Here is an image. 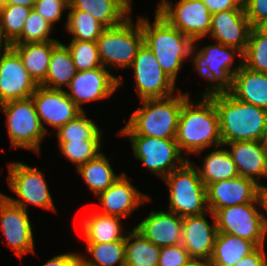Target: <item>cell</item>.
I'll return each instance as SVG.
<instances>
[{
	"label": "cell",
	"instance_id": "obj_1",
	"mask_svg": "<svg viewBox=\"0 0 267 266\" xmlns=\"http://www.w3.org/2000/svg\"><path fill=\"white\" fill-rule=\"evenodd\" d=\"M201 97L197 101L189 97L182 104L175 138L182 153L200 155L211 146L222 145L216 107L208 96Z\"/></svg>",
	"mask_w": 267,
	"mask_h": 266
},
{
	"label": "cell",
	"instance_id": "obj_2",
	"mask_svg": "<svg viewBox=\"0 0 267 266\" xmlns=\"http://www.w3.org/2000/svg\"><path fill=\"white\" fill-rule=\"evenodd\" d=\"M208 97L218 113L222 145L236 141H265L266 109L241 102L229 92Z\"/></svg>",
	"mask_w": 267,
	"mask_h": 266
},
{
	"label": "cell",
	"instance_id": "obj_3",
	"mask_svg": "<svg viewBox=\"0 0 267 266\" xmlns=\"http://www.w3.org/2000/svg\"><path fill=\"white\" fill-rule=\"evenodd\" d=\"M175 93L166 98L141 100L142 107L132 113L117 134L175 139L182 104L190 97L179 88Z\"/></svg>",
	"mask_w": 267,
	"mask_h": 266
},
{
	"label": "cell",
	"instance_id": "obj_4",
	"mask_svg": "<svg viewBox=\"0 0 267 266\" xmlns=\"http://www.w3.org/2000/svg\"><path fill=\"white\" fill-rule=\"evenodd\" d=\"M144 44L153 52L164 73L175 83L185 60L190 57L193 41L172 26L158 12L153 24L148 18L138 16Z\"/></svg>",
	"mask_w": 267,
	"mask_h": 266
},
{
	"label": "cell",
	"instance_id": "obj_5",
	"mask_svg": "<svg viewBox=\"0 0 267 266\" xmlns=\"http://www.w3.org/2000/svg\"><path fill=\"white\" fill-rule=\"evenodd\" d=\"M197 42H193L190 51V61L194 63V69L204 79L210 81L207 89L201 96L229 92L232 88V79L234 74L243 65V53L230 46H225L220 42L206 45L199 48ZM199 49V50H197ZM194 54V55H193ZM240 57L238 65H232L234 58Z\"/></svg>",
	"mask_w": 267,
	"mask_h": 266
},
{
	"label": "cell",
	"instance_id": "obj_6",
	"mask_svg": "<svg viewBox=\"0 0 267 266\" xmlns=\"http://www.w3.org/2000/svg\"><path fill=\"white\" fill-rule=\"evenodd\" d=\"M162 180L169 190L167 210L180 217L201 215L209 211L206 186L202 183L196 164L190 159Z\"/></svg>",
	"mask_w": 267,
	"mask_h": 266
},
{
	"label": "cell",
	"instance_id": "obj_7",
	"mask_svg": "<svg viewBox=\"0 0 267 266\" xmlns=\"http://www.w3.org/2000/svg\"><path fill=\"white\" fill-rule=\"evenodd\" d=\"M143 43L140 22L134 23L132 16L118 26L106 27L96 41L100 61L109 71L130 68Z\"/></svg>",
	"mask_w": 267,
	"mask_h": 266
},
{
	"label": "cell",
	"instance_id": "obj_8",
	"mask_svg": "<svg viewBox=\"0 0 267 266\" xmlns=\"http://www.w3.org/2000/svg\"><path fill=\"white\" fill-rule=\"evenodd\" d=\"M6 115L11 147L25 148L39 154L41 141L47 135L38 117L32 97L0 105Z\"/></svg>",
	"mask_w": 267,
	"mask_h": 266
},
{
	"label": "cell",
	"instance_id": "obj_9",
	"mask_svg": "<svg viewBox=\"0 0 267 266\" xmlns=\"http://www.w3.org/2000/svg\"><path fill=\"white\" fill-rule=\"evenodd\" d=\"M261 209V202H252L216 210L217 231L236 235L258 247L265 246L267 215Z\"/></svg>",
	"mask_w": 267,
	"mask_h": 266
},
{
	"label": "cell",
	"instance_id": "obj_10",
	"mask_svg": "<svg viewBox=\"0 0 267 266\" xmlns=\"http://www.w3.org/2000/svg\"><path fill=\"white\" fill-rule=\"evenodd\" d=\"M122 136L130 140L134 158L140 160L151 173L162 179L189 160L188 157H183L176 139L142 135Z\"/></svg>",
	"mask_w": 267,
	"mask_h": 266
},
{
	"label": "cell",
	"instance_id": "obj_11",
	"mask_svg": "<svg viewBox=\"0 0 267 266\" xmlns=\"http://www.w3.org/2000/svg\"><path fill=\"white\" fill-rule=\"evenodd\" d=\"M8 169V186L19 197L14 199L3 194L11 203L22 207L26 211L28 205L32 204L56 212L51 193L41 170L18 161L11 162Z\"/></svg>",
	"mask_w": 267,
	"mask_h": 266
},
{
	"label": "cell",
	"instance_id": "obj_12",
	"mask_svg": "<svg viewBox=\"0 0 267 266\" xmlns=\"http://www.w3.org/2000/svg\"><path fill=\"white\" fill-rule=\"evenodd\" d=\"M139 99L166 98L174 95L175 82L162 70L153 52L143 43L132 66Z\"/></svg>",
	"mask_w": 267,
	"mask_h": 266
},
{
	"label": "cell",
	"instance_id": "obj_13",
	"mask_svg": "<svg viewBox=\"0 0 267 266\" xmlns=\"http://www.w3.org/2000/svg\"><path fill=\"white\" fill-rule=\"evenodd\" d=\"M158 13L193 42L210 33L212 14L202 0L168 1Z\"/></svg>",
	"mask_w": 267,
	"mask_h": 266
},
{
	"label": "cell",
	"instance_id": "obj_14",
	"mask_svg": "<svg viewBox=\"0 0 267 266\" xmlns=\"http://www.w3.org/2000/svg\"><path fill=\"white\" fill-rule=\"evenodd\" d=\"M110 72L103 66L77 71L68 85L67 95L81 111H85L82 104L109 98L123 83Z\"/></svg>",
	"mask_w": 267,
	"mask_h": 266
},
{
	"label": "cell",
	"instance_id": "obj_15",
	"mask_svg": "<svg viewBox=\"0 0 267 266\" xmlns=\"http://www.w3.org/2000/svg\"><path fill=\"white\" fill-rule=\"evenodd\" d=\"M28 211L11 203L0 193V228L14 254L19 258L28 252L35 253L32 224Z\"/></svg>",
	"mask_w": 267,
	"mask_h": 266
},
{
	"label": "cell",
	"instance_id": "obj_16",
	"mask_svg": "<svg viewBox=\"0 0 267 266\" xmlns=\"http://www.w3.org/2000/svg\"><path fill=\"white\" fill-rule=\"evenodd\" d=\"M38 86L24 67L18 53L9 45L0 54V105L29 98Z\"/></svg>",
	"mask_w": 267,
	"mask_h": 266
},
{
	"label": "cell",
	"instance_id": "obj_17",
	"mask_svg": "<svg viewBox=\"0 0 267 266\" xmlns=\"http://www.w3.org/2000/svg\"><path fill=\"white\" fill-rule=\"evenodd\" d=\"M31 97L47 134L49 131L45 123L58 130L82 112L69 98L66 90L49 89L39 85Z\"/></svg>",
	"mask_w": 267,
	"mask_h": 266
},
{
	"label": "cell",
	"instance_id": "obj_18",
	"mask_svg": "<svg viewBox=\"0 0 267 266\" xmlns=\"http://www.w3.org/2000/svg\"><path fill=\"white\" fill-rule=\"evenodd\" d=\"M259 188L255 181L237 176L206 186L208 209L216 210L244 203L260 202Z\"/></svg>",
	"mask_w": 267,
	"mask_h": 266
},
{
	"label": "cell",
	"instance_id": "obj_19",
	"mask_svg": "<svg viewBox=\"0 0 267 266\" xmlns=\"http://www.w3.org/2000/svg\"><path fill=\"white\" fill-rule=\"evenodd\" d=\"M251 29L245 8L230 9L212 14L210 33L207 37L244 53Z\"/></svg>",
	"mask_w": 267,
	"mask_h": 266
},
{
	"label": "cell",
	"instance_id": "obj_20",
	"mask_svg": "<svg viewBox=\"0 0 267 266\" xmlns=\"http://www.w3.org/2000/svg\"><path fill=\"white\" fill-rule=\"evenodd\" d=\"M102 207L98 213L104 215L128 217L134 210L151 200L150 196L139 192L133 186L126 173L121 176L105 191L96 196Z\"/></svg>",
	"mask_w": 267,
	"mask_h": 266
},
{
	"label": "cell",
	"instance_id": "obj_21",
	"mask_svg": "<svg viewBox=\"0 0 267 266\" xmlns=\"http://www.w3.org/2000/svg\"><path fill=\"white\" fill-rule=\"evenodd\" d=\"M205 215L211 216V225ZM217 233L215 216L210 210L201 215L186 216L183 217L181 244L192 259L210 260Z\"/></svg>",
	"mask_w": 267,
	"mask_h": 266
},
{
	"label": "cell",
	"instance_id": "obj_22",
	"mask_svg": "<svg viewBox=\"0 0 267 266\" xmlns=\"http://www.w3.org/2000/svg\"><path fill=\"white\" fill-rule=\"evenodd\" d=\"M135 229L159 247L181 244L183 217L169 210H153Z\"/></svg>",
	"mask_w": 267,
	"mask_h": 266
},
{
	"label": "cell",
	"instance_id": "obj_23",
	"mask_svg": "<svg viewBox=\"0 0 267 266\" xmlns=\"http://www.w3.org/2000/svg\"><path fill=\"white\" fill-rule=\"evenodd\" d=\"M239 176L252 179L258 185L267 177V143L265 141H236L225 143Z\"/></svg>",
	"mask_w": 267,
	"mask_h": 266
},
{
	"label": "cell",
	"instance_id": "obj_24",
	"mask_svg": "<svg viewBox=\"0 0 267 266\" xmlns=\"http://www.w3.org/2000/svg\"><path fill=\"white\" fill-rule=\"evenodd\" d=\"M229 93L241 102L267 110V73H258L245 66L234 74Z\"/></svg>",
	"mask_w": 267,
	"mask_h": 266
},
{
	"label": "cell",
	"instance_id": "obj_25",
	"mask_svg": "<svg viewBox=\"0 0 267 266\" xmlns=\"http://www.w3.org/2000/svg\"><path fill=\"white\" fill-rule=\"evenodd\" d=\"M132 0H73L68 10L87 12L105 27H115L131 16Z\"/></svg>",
	"mask_w": 267,
	"mask_h": 266
},
{
	"label": "cell",
	"instance_id": "obj_26",
	"mask_svg": "<svg viewBox=\"0 0 267 266\" xmlns=\"http://www.w3.org/2000/svg\"><path fill=\"white\" fill-rule=\"evenodd\" d=\"M121 217L91 213L82 220V233L86 244L108 243L125 240Z\"/></svg>",
	"mask_w": 267,
	"mask_h": 266
},
{
	"label": "cell",
	"instance_id": "obj_27",
	"mask_svg": "<svg viewBox=\"0 0 267 266\" xmlns=\"http://www.w3.org/2000/svg\"><path fill=\"white\" fill-rule=\"evenodd\" d=\"M60 41L10 45L19 55L33 80L40 85L46 77L53 48Z\"/></svg>",
	"mask_w": 267,
	"mask_h": 266
},
{
	"label": "cell",
	"instance_id": "obj_28",
	"mask_svg": "<svg viewBox=\"0 0 267 266\" xmlns=\"http://www.w3.org/2000/svg\"><path fill=\"white\" fill-rule=\"evenodd\" d=\"M258 246L233 234L218 232L210 262L213 266H234Z\"/></svg>",
	"mask_w": 267,
	"mask_h": 266
},
{
	"label": "cell",
	"instance_id": "obj_29",
	"mask_svg": "<svg viewBox=\"0 0 267 266\" xmlns=\"http://www.w3.org/2000/svg\"><path fill=\"white\" fill-rule=\"evenodd\" d=\"M77 73L75 64L66 44L59 42L52 51L45 80L40 84L49 89L64 90Z\"/></svg>",
	"mask_w": 267,
	"mask_h": 266
},
{
	"label": "cell",
	"instance_id": "obj_30",
	"mask_svg": "<svg viewBox=\"0 0 267 266\" xmlns=\"http://www.w3.org/2000/svg\"><path fill=\"white\" fill-rule=\"evenodd\" d=\"M223 147L224 145H220L208 153L203 159L202 167L196 166L205 186L239 176L237 166L228 149Z\"/></svg>",
	"mask_w": 267,
	"mask_h": 266
},
{
	"label": "cell",
	"instance_id": "obj_31",
	"mask_svg": "<svg viewBox=\"0 0 267 266\" xmlns=\"http://www.w3.org/2000/svg\"><path fill=\"white\" fill-rule=\"evenodd\" d=\"M76 171L95 196L108 189L121 176V174L116 175L109 159L103 152L78 166Z\"/></svg>",
	"mask_w": 267,
	"mask_h": 266
},
{
	"label": "cell",
	"instance_id": "obj_32",
	"mask_svg": "<svg viewBox=\"0 0 267 266\" xmlns=\"http://www.w3.org/2000/svg\"><path fill=\"white\" fill-rule=\"evenodd\" d=\"M161 247L150 242L135 228L125 236V266H157Z\"/></svg>",
	"mask_w": 267,
	"mask_h": 266
},
{
	"label": "cell",
	"instance_id": "obj_33",
	"mask_svg": "<svg viewBox=\"0 0 267 266\" xmlns=\"http://www.w3.org/2000/svg\"><path fill=\"white\" fill-rule=\"evenodd\" d=\"M86 250L91 256L80 255L83 266H125V240L87 244Z\"/></svg>",
	"mask_w": 267,
	"mask_h": 266
},
{
	"label": "cell",
	"instance_id": "obj_34",
	"mask_svg": "<svg viewBox=\"0 0 267 266\" xmlns=\"http://www.w3.org/2000/svg\"><path fill=\"white\" fill-rule=\"evenodd\" d=\"M64 27L73 35L71 40L91 42H96L106 28L90 14L79 10H69Z\"/></svg>",
	"mask_w": 267,
	"mask_h": 266
},
{
	"label": "cell",
	"instance_id": "obj_35",
	"mask_svg": "<svg viewBox=\"0 0 267 266\" xmlns=\"http://www.w3.org/2000/svg\"><path fill=\"white\" fill-rule=\"evenodd\" d=\"M55 132L58 141H85L102 140L101 134L103 131L98 127L95 120L86 117L85 111H82Z\"/></svg>",
	"mask_w": 267,
	"mask_h": 266
},
{
	"label": "cell",
	"instance_id": "obj_36",
	"mask_svg": "<svg viewBox=\"0 0 267 266\" xmlns=\"http://www.w3.org/2000/svg\"><path fill=\"white\" fill-rule=\"evenodd\" d=\"M33 7L0 5V31L3 39L12 45L20 36Z\"/></svg>",
	"mask_w": 267,
	"mask_h": 266
},
{
	"label": "cell",
	"instance_id": "obj_37",
	"mask_svg": "<svg viewBox=\"0 0 267 266\" xmlns=\"http://www.w3.org/2000/svg\"><path fill=\"white\" fill-rule=\"evenodd\" d=\"M243 66L251 71L267 73V36L252 27L246 49L243 53Z\"/></svg>",
	"mask_w": 267,
	"mask_h": 266
},
{
	"label": "cell",
	"instance_id": "obj_38",
	"mask_svg": "<svg viewBox=\"0 0 267 266\" xmlns=\"http://www.w3.org/2000/svg\"><path fill=\"white\" fill-rule=\"evenodd\" d=\"M58 145L61 154L77 168L101 153L102 140L58 141Z\"/></svg>",
	"mask_w": 267,
	"mask_h": 266
},
{
	"label": "cell",
	"instance_id": "obj_39",
	"mask_svg": "<svg viewBox=\"0 0 267 266\" xmlns=\"http://www.w3.org/2000/svg\"><path fill=\"white\" fill-rule=\"evenodd\" d=\"M52 29L53 26L32 9L24 23L21 36L13 44L58 41L49 36Z\"/></svg>",
	"mask_w": 267,
	"mask_h": 266
},
{
	"label": "cell",
	"instance_id": "obj_40",
	"mask_svg": "<svg viewBox=\"0 0 267 266\" xmlns=\"http://www.w3.org/2000/svg\"><path fill=\"white\" fill-rule=\"evenodd\" d=\"M66 46L71 53L77 71H86L103 66L96 42L71 40Z\"/></svg>",
	"mask_w": 267,
	"mask_h": 266
},
{
	"label": "cell",
	"instance_id": "obj_41",
	"mask_svg": "<svg viewBox=\"0 0 267 266\" xmlns=\"http://www.w3.org/2000/svg\"><path fill=\"white\" fill-rule=\"evenodd\" d=\"M192 260L182 244L163 246L157 266H186Z\"/></svg>",
	"mask_w": 267,
	"mask_h": 266
},
{
	"label": "cell",
	"instance_id": "obj_42",
	"mask_svg": "<svg viewBox=\"0 0 267 266\" xmlns=\"http://www.w3.org/2000/svg\"><path fill=\"white\" fill-rule=\"evenodd\" d=\"M68 7L63 0H36L33 10L53 26L61 21L63 10H68Z\"/></svg>",
	"mask_w": 267,
	"mask_h": 266
},
{
	"label": "cell",
	"instance_id": "obj_43",
	"mask_svg": "<svg viewBox=\"0 0 267 266\" xmlns=\"http://www.w3.org/2000/svg\"><path fill=\"white\" fill-rule=\"evenodd\" d=\"M244 8L252 27L267 18V0H244Z\"/></svg>",
	"mask_w": 267,
	"mask_h": 266
},
{
	"label": "cell",
	"instance_id": "obj_44",
	"mask_svg": "<svg viewBox=\"0 0 267 266\" xmlns=\"http://www.w3.org/2000/svg\"><path fill=\"white\" fill-rule=\"evenodd\" d=\"M211 14L230 9L244 8V0H202Z\"/></svg>",
	"mask_w": 267,
	"mask_h": 266
},
{
	"label": "cell",
	"instance_id": "obj_45",
	"mask_svg": "<svg viewBox=\"0 0 267 266\" xmlns=\"http://www.w3.org/2000/svg\"><path fill=\"white\" fill-rule=\"evenodd\" d=\"M80 253L67 252L64 254H58L50 258L42 266H78L80 264Z\"/></svg>",
	"mask_w": 267,
	"mask_h": 266
},
{
	"label": "cell",
	"instance_id": "obj_46",
	"mask_svg": "<svg viewBox=\"0 0 267 266\" xmlns=\"http://www.w3.org/2000/svg\"><path fill=\"white\" fill-rule=\"evenodd\" d=\"M234 266H267L265 247H258L251 254L239 260Z\"/></svg>",
	"mask_w": 267,
	"mask_h": 266
},
{
	"label": "cell",
	"instance_id": "obj_47",
	"mask_svg": "<svg viewBox=\"0 0 267 266\" xmlns=\"http://www.w3.org/2000/svg\"><path fill=\"white\" fill-rule=\"evenodd\" d=\"M36 0H0V5H22L33 7Z\"/></svg>",
	"mask_w": 267,
	"mask_h": 266
},
{
	"label": "cell",
	"instance_id": "obj_48",
	"mask_svg": "<svg viewBox=\"0 0 267 266\" xmlns=\"http://www.w3.org/2000/svg\"><path fill=\"white\" fill-rule=\"evenodd\" d=\"M259 199L261 202L263 213L267 212V186L262 184L259 188Z\"/></svg>",
	"mask_w": 267,
	"mask_h": 266
},
{
	"label": "cell",
	"instance_id": "obj_49",
	"mask_svg": "<svg viewBox=\"0 0 267 266\" xmlns=\"http://www.w3.org/2000/svg\"><path fill=\"white\" fill-rule=\"evenodd\" d=\"M254 28L261 34H263L264 36H267V18L261 20L260 22H258Z\"/></svg>",
	"mask_w": 267,
	"mask_h": 266
},
{
	"label": "cell",
	"instance_id": "obj_50",
	"mask_svg": "<svg viewBox=\"0 0 267 266\" xmlns=\"http://www.w3.org/2000/svg\"><path fill=\"white\" fill-rule=\"evenodd\" d=\"M186 266H213L210 260H195L193 259L188 265Z\"/></svg>",
	"mask_w": 267,
	"mask_h": 266
},
{
	"label": "cell",
	"instance_id": "obj_51",
	"mask_svg": "<svg viewBox=\"0 0 267 266\" xmlns=\"http://www.w3.org/2000/svg\"><path fill=\"white\" fill-rule=\"evenodd\" d=\"M9 46V44L3 39L0 31V54ZM3 48V49H2Z\"/></svg>",
	"mask_w": 267,
	"mask_h": 266
},
{
	"label": "cell",
	"instance_id": "obj_52",
	"mask_svg": "<svg viewBox=\"0 0 267 266\" xmlns=\"http://www.w3.org/2000/svg\"><path fill=\"white\" fill-rule=\"evenodd\" d=\"M169 0H162L160 1L161 3H159V5L156 8L155 12H158L162 7H164V5L168 2Z\"/></svg>",
	"mask_w": 267,
	"mask_h": 266
},
{
	"label": "cell",
	"instance_id": "obj_53",
	"mask_svg": "<svg viewBox=\"0 0 267 266\" xmlns=\"http://www.w3.org/2000/svg\"><path fill=\"white\" fill-rule=\"evenodd\" d=\"M265 142L267 143V114H266Z\"/></svg>",
	"mask_w": 267,
	"mask_h": 266
},
{
	"label": "cell",
	"instance_id": "obj_54",
	"mask_svg": "<svg viewBox=\"0 0 267 266\" xmlns=\"http://www.w3.org/2000/svg\"><path fill=\"white\" fill-rule=\"evenodd\" d=\"M63 1L68 5H70L73 2V0H63Z\"/></svg>",
	"mask_w": 267,
	"mask_h": 266
}]
</instances>
